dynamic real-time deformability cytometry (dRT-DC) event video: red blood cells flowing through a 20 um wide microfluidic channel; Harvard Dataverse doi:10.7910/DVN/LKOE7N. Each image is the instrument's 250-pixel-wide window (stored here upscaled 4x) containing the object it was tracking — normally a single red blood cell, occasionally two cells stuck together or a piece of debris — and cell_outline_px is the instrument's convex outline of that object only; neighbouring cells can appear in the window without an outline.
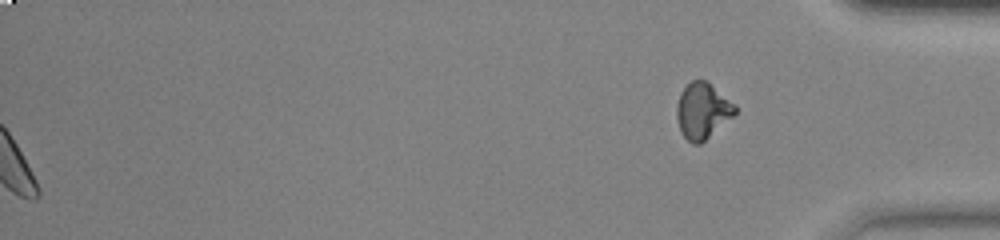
{"species": "common noctule bat (a hibernating species)", "species_latin": "Nyctalus noctula", "temperature_condition": "warm", "stored_images_in_passage": 51, "segment_of_instrument_passage": [2, 2], "camera_frame_rate_fps": 3000, "um_per_image_px": 0.085, "animal": {"sex": "female", "body_mass_g": 23.0, "forearm_length_mm": 53.4}, "frame": {"image": 1, "passage_image": 51, "time_ms": 16.667, "image_size_px": [1000, 240], "cell_outline_px": [[736, 112], [732, 116], [700, 144], [692, 144], [680, 132], [676, 116], [676, 104], [680, 92], [692, 80], [708, 80], [736, 104]], "centroid_in_image_um": [59.7, 9.38], "position_along_channel_um": 375.5, "area_um2": 19.07}}